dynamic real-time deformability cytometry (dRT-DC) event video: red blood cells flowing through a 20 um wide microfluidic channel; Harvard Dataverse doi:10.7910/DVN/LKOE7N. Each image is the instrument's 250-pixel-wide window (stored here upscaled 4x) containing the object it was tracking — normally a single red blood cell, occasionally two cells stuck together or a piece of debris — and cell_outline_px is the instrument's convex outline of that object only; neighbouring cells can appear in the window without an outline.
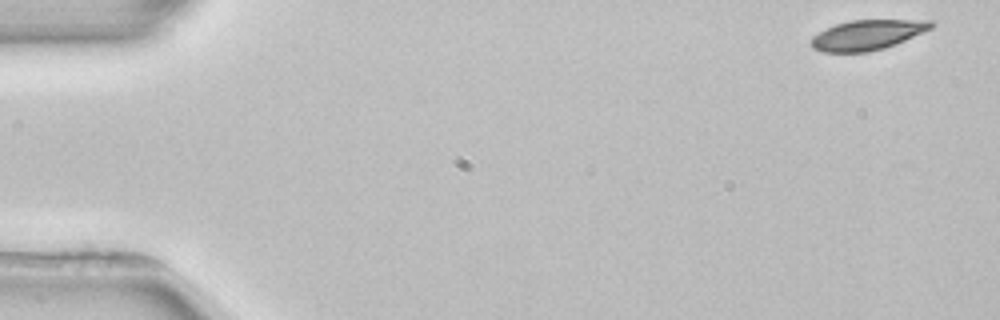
{"species": "common noctule bat (a hibernating species)", "species_latin": "Nyctalus noctula", "temperature_condition": "room temperature", "stored_images_in_passage": 4, "camera_frame_rate_fps": 3000, "um_per_image_px": 0.085, "animal": {"sex": "female", "body_mass_g": 22.7, "forearm_length_mm": 54.2}, "frame": {"image": 1, "passage_image": 1, "time_ms": 0.0, "image_size_px": [1000, 320], "cell_outline_px": [[936, 24], [932, 28], [896, 44], [884, 48], [868, 52], [824, 52], [812, 48], [808, 44], [812, 36], [836, 24], [848, 20], [932, 20]], "centroid_in_image_um": [73.72, 2.97], "position_along_channel_um": 11.3, "area_um2": 21.04}}
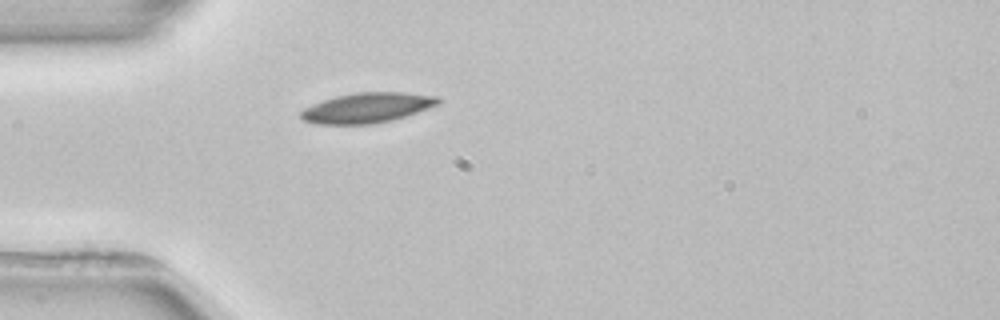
{"frame": {"image": 2, "passage_image": 4, "time_ms": 4.333, "image_size_px": [1000, 320], "cell_outline_px": [[440, 104], [392, 120], [372, 124], [316, 124], [304, 120], [300, 116], [300, 112], [304, 108], [312, 104], [336, 96], [356, 92], [404, 92], [440, 96]], "centroid_in_image_um": [31.22, 9.15], "position_along_channel_um": 53.8, "area_um2": 24.04}}